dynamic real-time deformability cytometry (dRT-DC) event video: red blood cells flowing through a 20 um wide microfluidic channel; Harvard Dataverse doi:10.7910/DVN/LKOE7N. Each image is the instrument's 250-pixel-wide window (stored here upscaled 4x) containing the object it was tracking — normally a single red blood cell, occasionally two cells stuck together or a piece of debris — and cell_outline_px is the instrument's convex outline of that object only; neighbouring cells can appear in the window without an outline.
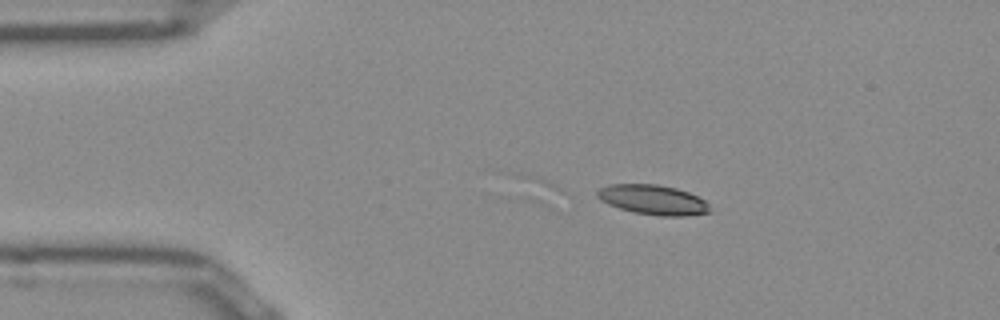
{"species": "Egyptian fruit bat (a non-hibernating species)", "species_latin": "Rousettus aegyptiacus", "temperature_condition": "room temperature", "stored_images_in_passage": 43, "camera_frame_rate_fps": 3000, "um_per_image_px": 0.085, "frame": {"image": 1, "passage_image": 1, "time_ms": 0.0, "image_size_px": [1000, 320], "cell_outline_px": [[712, 212], [684, 216], [660, 216], [636, 212], [620, 208], [608, 204], [600, 200], [596, 196], [596, 192], [600, 188], [608, 184], [656, 184], [676, 188], [688, 192], [704, 200], [708, 204]], "centroid_in_image_um": [55.49, 16.98], "position_along_channel_um": 29.5, "area_um2": 19.48}}
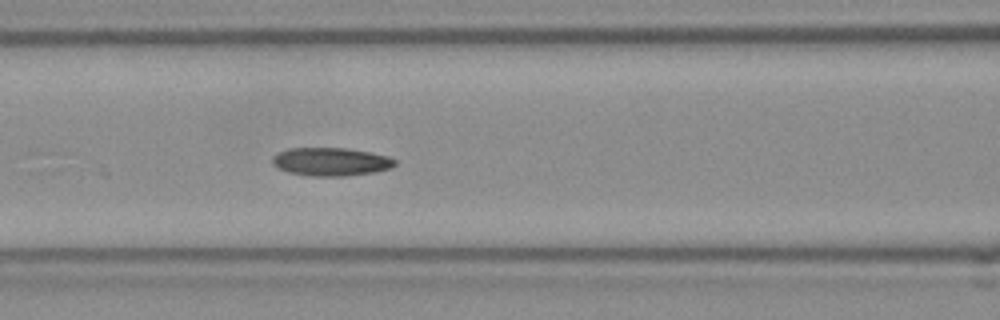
{"frame": {"image": 2, "passage_image": 13, "time_ms": 4.0, "image_size_px": [1000, 320], "cell_outline_px": [[396, 164], [392, 168], [372, 172], [344, 176], [308, 176], [288, 172], [276, 168], [272, 164], [272, 156], [288, 148], [348, 148], [388, 156], [396, 160]], "centroid_in_image_um": [28.1, 13.75], "position_along_channel_um": 138.5, "area_um2": 20.23}}
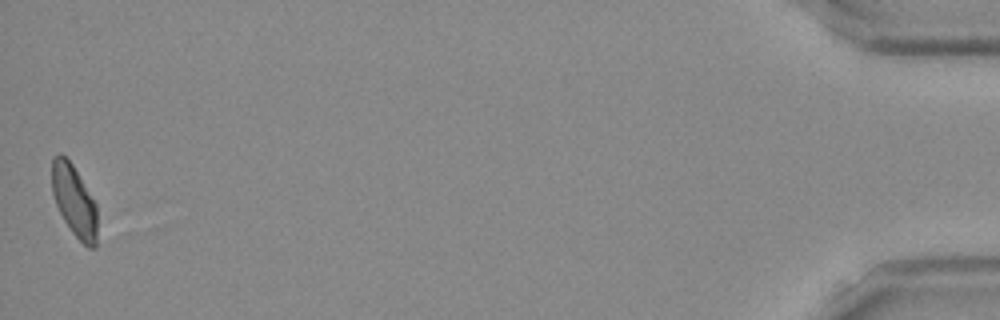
{"frame": {"image": 3, "passage_image": 43, "time_ms": 14.0, "image_size_px": [1000, 320], "cell_outline_px": [[96, 248], [88, 248], [72, 232], [64, 220], [56, 204], [52, 192], [52, 156], [60, 152], [72, 164], [96, 204]], "centroid_in_image_um": [6.29, 17.06], "position_along_channel_um": 428.9, "area_um2": 18.61}}